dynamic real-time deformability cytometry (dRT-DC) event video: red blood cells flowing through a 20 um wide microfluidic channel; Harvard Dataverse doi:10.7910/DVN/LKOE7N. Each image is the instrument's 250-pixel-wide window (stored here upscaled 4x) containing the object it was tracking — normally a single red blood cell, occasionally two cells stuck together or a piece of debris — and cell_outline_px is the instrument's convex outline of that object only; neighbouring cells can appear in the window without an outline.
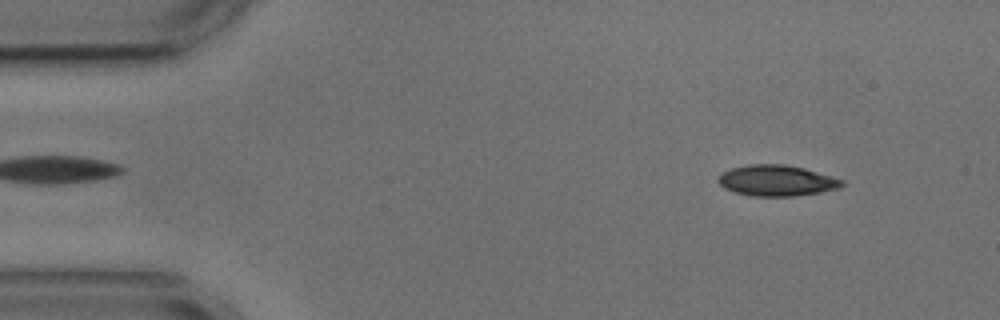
{"species": "common noctule bat (a hibernating species)", "species_latin": "Nyctalus noctula", "temperature_condition": "cold", "stored_images_in_passage": 54, "camera_frame_rate_fps": 3000, "um_per_image_px": 0.085, "animal": {"sex": "male", "body_mass_g": 17.9, "forearm_length_mm": 54.2}, "frame": {"image": 1, "passage_image": 5, "time_ms": 1.333, "image_size_px": [1000, 320], "cell_outline_px": [[844, 184], [840, 188], [820, 192], [792, 196], [752, 196], [736, 192], [724, 188], [716, 180], [724, 172], [732, 168], [748, 164], [784, 164], [804, 168], [832, 176], [844, 180]], "centroid_in_image_um": [66.04, 15.34], "position_along_channel_um": 19.0, "area_um2": 22.2}}
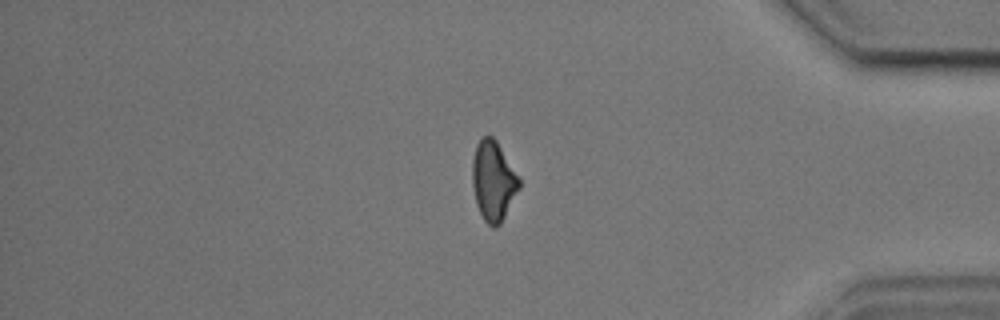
{"frame": {"image": 2, "passage_image": 45, "time_ms": 14.667, "image_size_px": [1000, 320], "cell_outline_px": [[520, 188], [500, 224], [496, 228], [492, 228], [484, 220], [476, 204], [472, 184], [472, 160], [476, 144], [484, 136], [492, 136], [496, 140], [520, 180]], "centroid_in_image_um": [41.91, 15.4], "position_along_channel_um": 393.3, "area_um2": 21.62}}
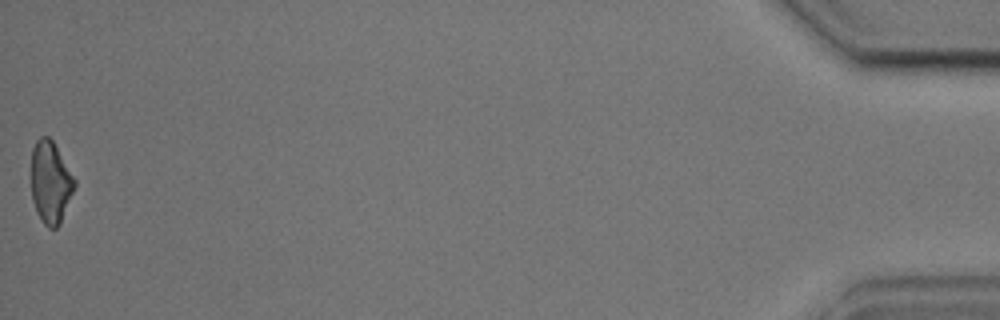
{"frame": {"image": 3, "passage_image": 54, "time_ms": 17.667, "image_size_px": [1000, 320], "cell_outline_px": [[76, 184], [60, 224], [56, 228], [48, 228], [44, 224], [36, 212], [32, 200], [32, 148], [36, 140], [40, 136], [48, 136], [52, 140], [76, 180]], "centroid_in_image_um": [4.29, 15.5], "position_along_channel_um": 430.9, "area_um2": 20.63}, "authors_computed_cell_mechanics": {"area_um2": 22.3108, "velocity_mm_per_s": 3.6164, "shape_relaxation_time_tau1_ms": 2.3077, "shape_relaxation_time_tau2_ms": 5.7874, "deformation_change_tau1": 0.1092, "deformation_change_tau2": 0.1274}}